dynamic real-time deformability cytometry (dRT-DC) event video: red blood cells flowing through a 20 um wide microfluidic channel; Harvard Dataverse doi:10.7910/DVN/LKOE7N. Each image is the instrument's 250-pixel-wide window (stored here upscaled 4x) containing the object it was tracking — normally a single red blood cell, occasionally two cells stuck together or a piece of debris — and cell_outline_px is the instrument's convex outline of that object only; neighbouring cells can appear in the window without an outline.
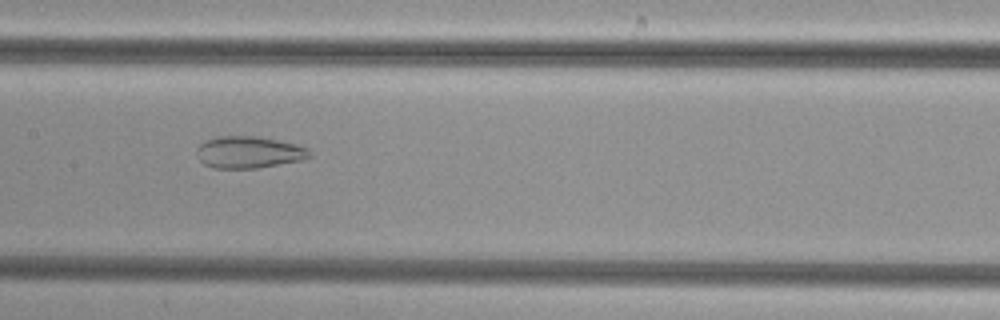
{"species": "common noctule bat (a hibernating species)", "species_latin": "Nyctalus noctula", "temperature_condition": "cold", "stored_images_in_passage": 32, "camera_frame_rate_fps": 3000, "um_per_image_px": 0.085, "animal": {"sex": "female", "body_mass_g": 29.2, "forearm_length_mm": 56.3}, "frame": {"image": 1, "passage_image": 13, "time_ms": 4.0, "image_size_px": [1000, 320], "cell_outline_px": [[308, 156], [300, 160], [256, 168], [212, 168], [204, 164], [200, 160], [196, 152], [196, 148], [200, 144], [216, 136], [256, 136], [296, 144], [308, 148]], "centroid_in_image_um": [21.08, 12.93], "position_along_channel_um": 186.3, "area_um2": 20.63}}
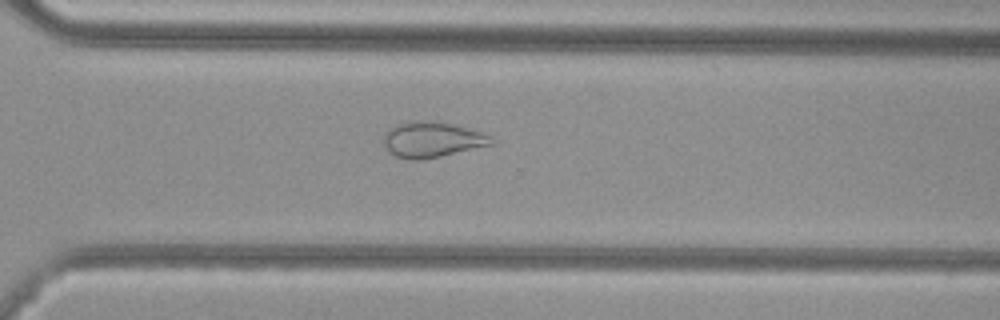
{"frame": {"image": 2, "passage_image": 24, "time_ms": 7.667, "image_size_px": [1000, 320], "cell_outline_px": [[492, 144], [440, 156], [420, 160], [408, 160], [396, 156], [388, 152], [384, 144], [384, 132], [388, 128], [396, 124], [408, 120], [420, 120], [452, 124], [480, 132], [492, 136]], "centroid_in_image_um": [36.64, 11.86], "position_along_channel_um": 334.0, "area_um2": 22.2}}
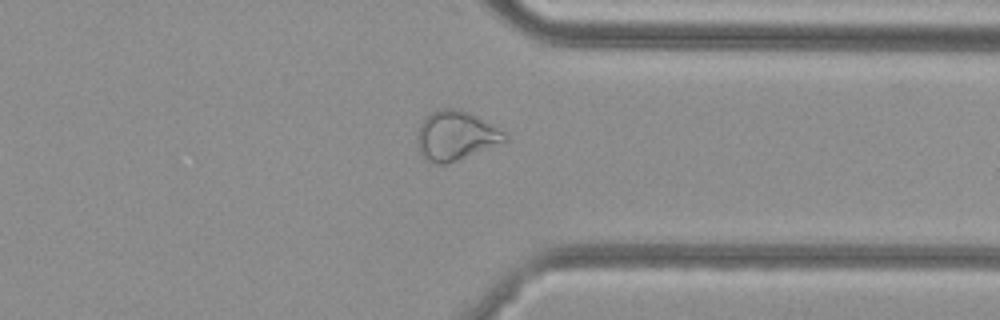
{"frame": {"image": 3, "passage_image": 27, "time_ms": 8.667, "image_size_px": [1000, 320], "cell_outline_px": [[508, 140], [448, 164], [436, 164], [424, 160], [420, 156], [416, 140], [416, 136], [420, 124], [424, 116], [440, 108], [456, 108], [468, 112], [476, 116], [504, 132], [508, 136]], "centroid_in_image_um": [38.66, 11.54], "position_along_channel_um": 372.7, "area_um2": 25.26}}